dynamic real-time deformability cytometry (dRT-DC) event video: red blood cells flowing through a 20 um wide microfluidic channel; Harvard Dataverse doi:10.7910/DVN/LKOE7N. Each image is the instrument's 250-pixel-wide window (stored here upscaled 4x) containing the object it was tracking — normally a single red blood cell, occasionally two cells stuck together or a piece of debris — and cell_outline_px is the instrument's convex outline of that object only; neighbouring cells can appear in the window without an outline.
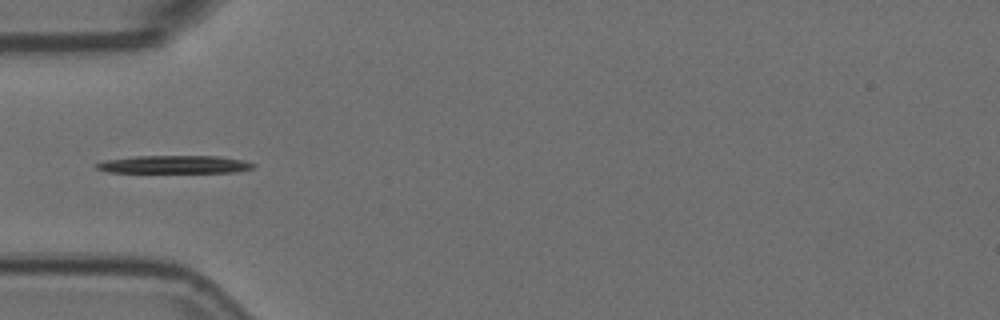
{"species": "Egyptian fruit bat (a non-hibernating species)", "species_latin": "Rousettus aegyptiacus", "temperature_condition": "room temperature", "stored_images_in_passage": 8, "segment_of_instrument_passage": [2, 2], "camera_frame_rate_fps": 3000, "um_per_image_px": 0.085, "animal": {"sex": "female"}, "frame": {"image": 1, "passage_image": 6, "time_ms": 1.667, "image_size_px": [1000, 320], "cell_outline_px": [[256, 164], [252, 168], [236, 172], [108, 172], [96, 168], [92, 164], [104, 160], [132, 156], [220, 156], [244, 160]], "centroid_in_image_um": [14.79, 13.97], "position_along_channel_um": 70.2, "area_um2": 16.42}}
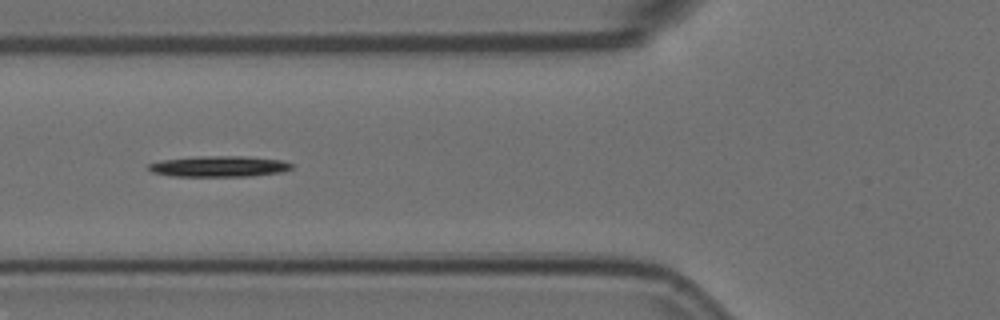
{"frame": {"image": 2, "passage_image": 7, "time_ms": 2.0, "image_size_px": [1000, 320], "cell_outline_px": [[292, 168], [284, 172], [252, 176], [172, 176], [152, 172], [148, 168], [148, 164], [160, 160], [200, 156], [244, 156], [284, 160], [292, 164]], "centroid_in_image_um": [18.65, 14.14], "position_along_channel_um": 107.1, "area_um2": 17.51}}
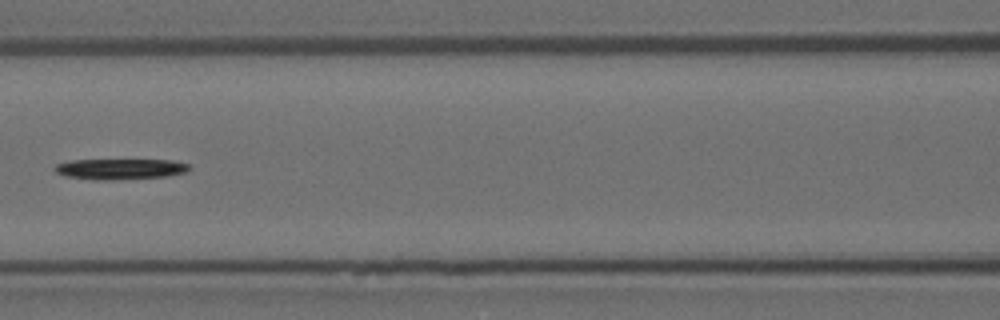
{"frame": {"image": 3, "passage_image": 8, "time_ms": 2.333, "image_size_px": [1000, 320], "cell_outline_px": [[188, 168], [184, 172], [168, 176], [116, 180], [96, 180], [64, 176], [56, 172], [52, 168], [56, 164], [68, 160], [172, 160], [188, 164]], "centroid_in_image_um": [10.13, 14.37], "position_along_channel_um": 156.5, "area_um2": 16.24}}